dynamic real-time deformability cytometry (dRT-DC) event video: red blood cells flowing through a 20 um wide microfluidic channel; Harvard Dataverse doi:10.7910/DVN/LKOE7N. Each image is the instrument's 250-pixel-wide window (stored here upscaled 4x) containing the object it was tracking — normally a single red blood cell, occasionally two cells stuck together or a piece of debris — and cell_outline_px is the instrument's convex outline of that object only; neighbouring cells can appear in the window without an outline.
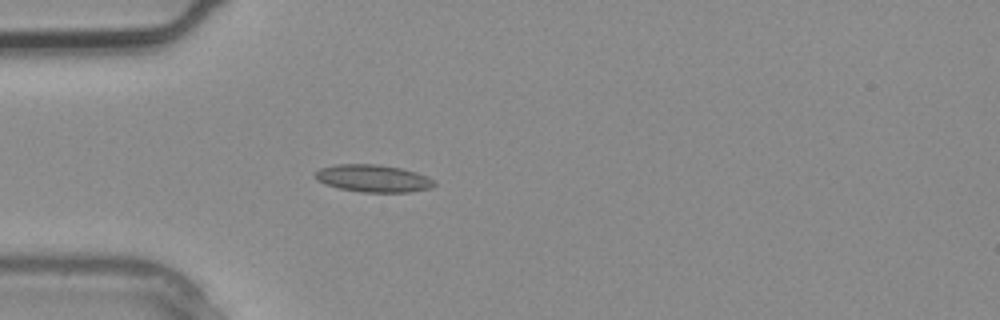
{"species": "common noctule bat (a hibernating species)", "species_latin": "Nyctalus noctula", "temperature_condition": "warm", "stored_images_in_passage": 2, "camera_frame_rate_fps": 3000, "um_per_image_px": 0.085, "animal": {"sex": "male", "body_mass_g": 20.4}, "frame": {"image": 1, "passage_image": 2, "time_ms": 0.333, "image_size_px": [1000, 320], "cell_outline_px": [[436, 184], [432, 188], [412, 192], [364, 192], [340, 188], [324, 184], [316, 180], [316, 172], [320, 168], [336, 164], [376, 164], [400, 168], [416, 172], [436, 180]], "centroid_in_image_um": [31.75, 15.16], "position_along_channel_um": 53.2, "area_um2": 19.02}}